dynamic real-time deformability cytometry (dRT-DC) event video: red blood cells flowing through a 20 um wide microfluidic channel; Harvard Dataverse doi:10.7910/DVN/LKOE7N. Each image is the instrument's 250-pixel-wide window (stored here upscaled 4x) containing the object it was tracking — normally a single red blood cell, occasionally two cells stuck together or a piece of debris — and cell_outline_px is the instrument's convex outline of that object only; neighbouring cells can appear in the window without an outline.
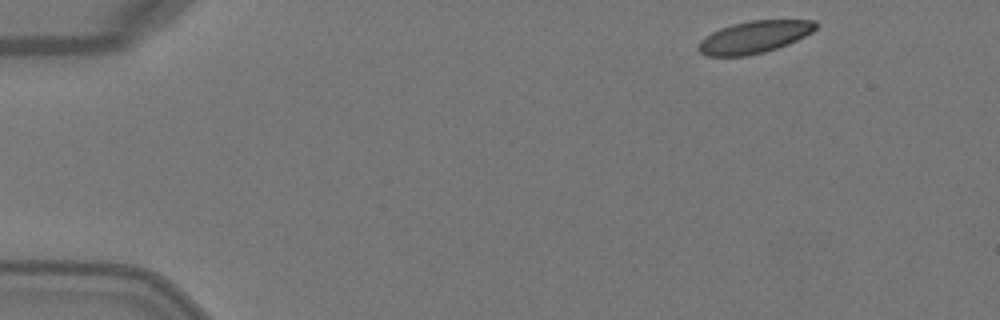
{"species": "Egyptian fruit bat (a non-hibernating species)", "species_latin": "Rousettus aegyptiacus", "temperature_condition": "warm", "stored_images_in_passage": 6, "camera_frame_rate_fps": 3000, "um_per_image_px": 0.085, "animal": {"sex": "female"}, "frame": {"image": 1, "passage_image": 1, "time_ms": 0.0, "image_size_px": [1000, 320], "cell_outline_px": [[816, 28], [812, 32], [788, 44], [764, 52], [748, 56], [708, 56], [700, 52], [696, 48], [700, 40], [712, 32], [720, 28], [732, 24], [748, 20], [816, 20]], "centroid_in_image_um": [64.08, 3.15], "position_along_channel_um": 20.9, "area_um2": 22.02}}
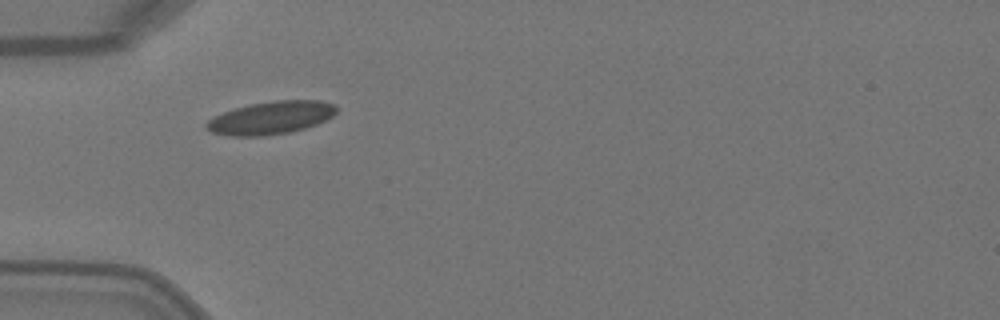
{"frame": {"image": 2, "passage_image": 4, "time_ms": 1.0, "image_size_px": [1000, 320], "cell_outline_px": [[336, 112], [332, 116], [316, 124], [304, 128], [288, 132], [264, 136], [228, 136], [212, 132], [204, 128], [204, 124], [208, 120], [224, 112], [236, 108], [252, 104], [276, 100], [320, 100], [336, 104]], "centroid_in_image_um": [23.02, 10.01], "position_along_channel_um": 62.0, "area_um2": 24.74}}
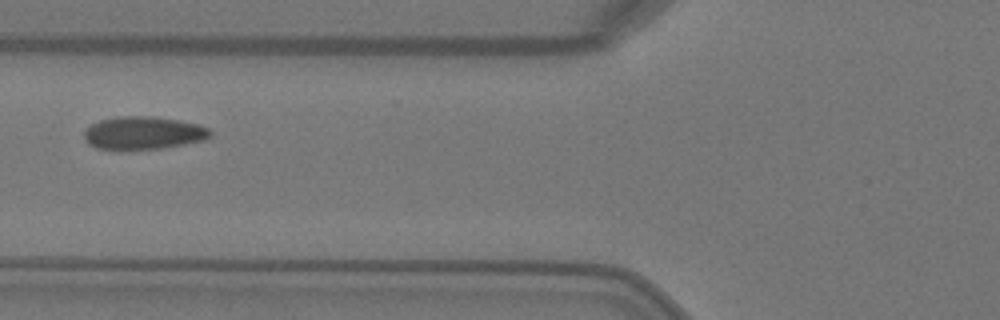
{"frame": {"image": 3, "passage_image": 5, "time_ms": 1.333, "image_size_px": [1000, 320], "cell_outline_px": [[212, 136], [204, 140], [164, 148], [96, 148], [88, 144], [84, 140], [84, 132], [92, 124], [100, 120], [116, 116], [152, 116], [180, 120], [200, 124], [208, 128], [212, 132]], "centroid_in_image_um": [12.22, 11.28], "position_along_channel_um": 113.6, "area_um2": 24.04}}